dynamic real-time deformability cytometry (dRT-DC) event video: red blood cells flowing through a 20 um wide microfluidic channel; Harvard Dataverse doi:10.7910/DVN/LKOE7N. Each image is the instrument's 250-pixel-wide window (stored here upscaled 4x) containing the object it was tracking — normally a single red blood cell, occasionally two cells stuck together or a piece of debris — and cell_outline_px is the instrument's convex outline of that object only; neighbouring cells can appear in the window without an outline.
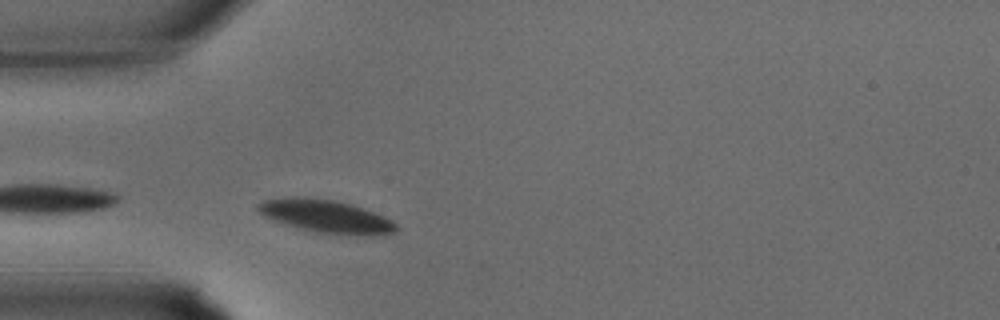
{"species": "common noctule bat (a hibernating species)", "species_latin": "Nyctalus noctula", "temperature_condition": "warm", "stored_images_in_passage": 15, "camera_frame_rate_fps": 3000, "um_per_image_px": 0.085, "animal": {"sex": "male", "body_mass_g": 15.6}, "frame": {"image": 1, "passage_image": 5, "time_ms": 1.333, "image_size_px": [1000, 320], "cell_outline_px": [[400, 228], [396, 232], [384, 236], [360, 236], [316, 232], [288, 224], [264, 216], [256, 208], [256, 204], [264, 200], [292, 196], [296, 196], [336, 200], [352, 204], [364, 208], [384, 216], [392, 220]], "centroid_in_image_um": [27.81, 18.39], "position_along_channel_um": 57.2, "area_um2": 26.76}}
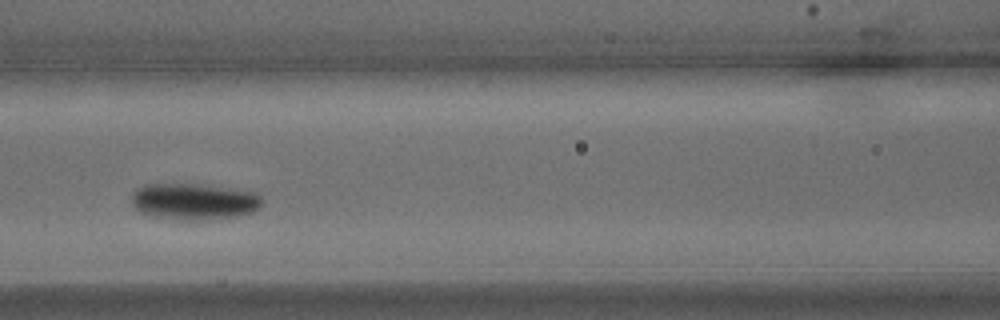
{"frame": {"image": 2, "passage_image": 10, "time_ms": 3.0, "image_size_px": [1000, 320], "cell_outline_px": [[260, 208], [252, 212], [236, 216], [212, 220], [184, 220], [148, 216], [140, 212], [132, 204], [132, 192], [136, 188], [144, 184], [192, 184], [256, 192], [260, 196]], "centroid_in_image_um": [16.44, 17.14], "position_along_channel_um": 150.2, "area_um2": 27.69}}
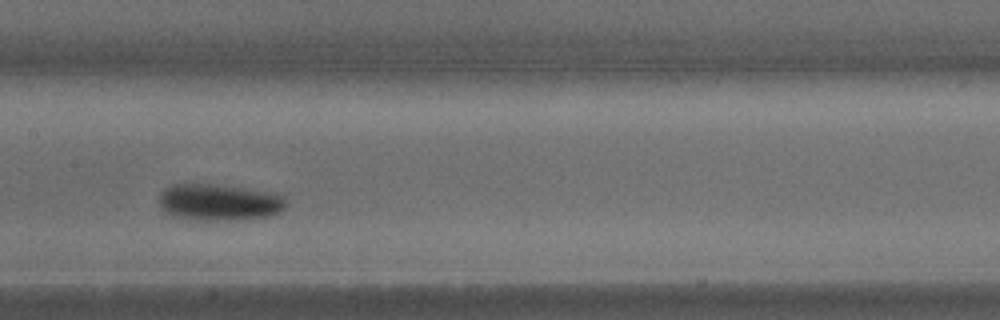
{"frame": {"image": 3, "passage_image": 12, "time_ms": 3.667, "image_size_px": [1000, 320], "cell_outline_px": [[288, 204], [284, 208], [268, 216], [244, 220], [184, 220], [172, 216], [160, 204], [160, 192], [164, 188], [172, 184], [192, 180], [264, 192], [284, 196]], "centroid_in_image_um": [18.53, 17.17], "position_along_channel_um": 188.9, "area_um2": 27.63}}